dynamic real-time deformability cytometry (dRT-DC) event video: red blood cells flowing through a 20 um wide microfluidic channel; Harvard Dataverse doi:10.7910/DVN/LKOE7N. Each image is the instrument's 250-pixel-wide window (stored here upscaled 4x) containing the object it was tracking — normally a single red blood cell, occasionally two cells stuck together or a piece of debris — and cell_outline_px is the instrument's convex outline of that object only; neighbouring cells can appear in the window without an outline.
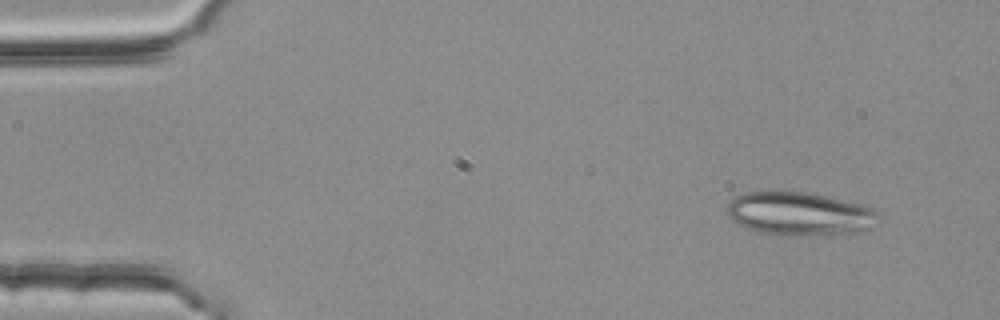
{"species": "common noctule bat (a hibernating species)", "species_latin": "Nyctalus noctula", "temperature_condition": "room temperature", "stored_images_in_passage": 4, "camera_frame_rate_fps": 3000, "um_per_image_px": 0.085, "animal": {"sex": "female", "body_mass_g": 25.1}, "frame": {"image": 1, "passage_image": 1, "time_ms": 0.0, "image_size_px": [1000, 320], "cell_outline_px": [[876, 216], [872, 228], [864, 232], [824, 236], [784, 236], [760, 232], [748, 228], [732, 220], [724, 212], [732, 196], [748, 192], [804, 192], [824, 196], [872, 208], [876, 212]], "centroid_in_image_um": [67.91, 18.21], "position_along_channel_um": 17.1, "area_um2": 38.38}}